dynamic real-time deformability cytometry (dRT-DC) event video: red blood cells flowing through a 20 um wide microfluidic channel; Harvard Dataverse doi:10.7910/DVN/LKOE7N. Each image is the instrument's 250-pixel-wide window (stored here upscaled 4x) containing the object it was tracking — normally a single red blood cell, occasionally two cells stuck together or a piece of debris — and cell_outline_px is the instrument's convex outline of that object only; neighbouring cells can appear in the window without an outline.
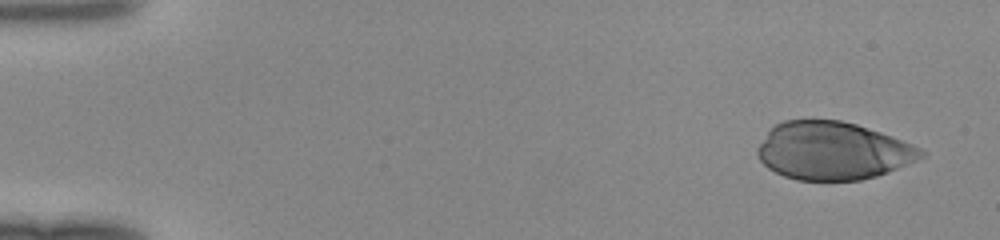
{"species": "human", "species_latin": "Homo sapiens", "temperature_condition": "room temperature", "stored_images_in_passage": 45, "camera_frame_rate_fps": 3000, "um_per_image_px": 0.085, "donor": {"sex": "female"}, "frame": {"image": 1, "passage_image": 1, "time_ms": 0.0, "image_size_px": [1000, 240], "cell_outline_px": [[924, 156], [916, 160], [876, 176], [860, 180], [796, 180], [784, 176], [768, 168], [760, 160], [756, 152], [756, 148], [768, 132], [776, 124], [784, 120], [840, 120], [856, 124], [880, 132], [912, 144], [920, 148], [924, 152]], "centroid_in_image_um": [70.75, 12.82], "position_along_channel_um": 14.2, "area_um2": 54.68}}